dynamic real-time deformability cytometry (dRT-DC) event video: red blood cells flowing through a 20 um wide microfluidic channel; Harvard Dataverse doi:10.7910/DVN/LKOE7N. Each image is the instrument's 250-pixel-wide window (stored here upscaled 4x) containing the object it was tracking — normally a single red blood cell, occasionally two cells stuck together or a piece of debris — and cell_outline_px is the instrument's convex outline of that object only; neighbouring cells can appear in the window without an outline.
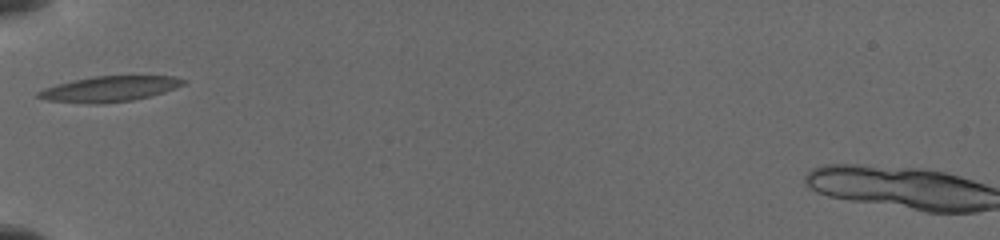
{"species": "common noctule bat (a hibernating species)", "species_latin": "Nyctalus noctula", "temperature_condition": "cold", "stored_images_in_passage": 11, "camera_frame_rate_fps": 3000, "um_per_image_px": 0.085, "animal": {"sex": "female", "body_mass_g": 19.5, "forearm_length_mm": 54.1}, "frame": {"image": 1, "passage_image": 1, "time_ms": 0.0, "image_size_px": [1000, 240], "cell_outline_px": [[188, 80], [184, 84], [176, 88], [164, 92], [132, 100], [100, 104], [84, 104], [48, 100], [36, 96], [36, 92], [44, 88], [56, 84], [92, 76], [172, 76]], "centroid_in_image_um": [9.29, 7.56], "position_along_channel_um": 75.7, "area_um2": 21.56}}
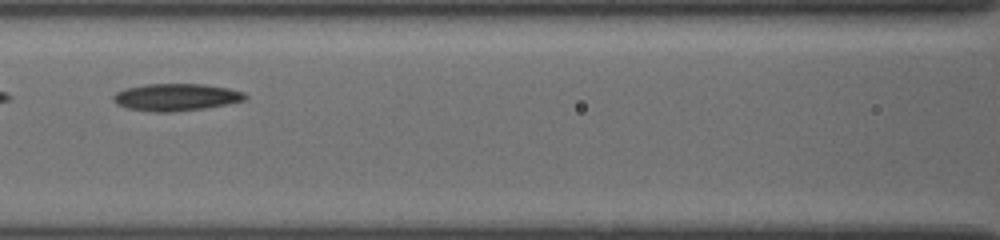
{"frame": {"image": 2, "passage_image": 7, "time_ms": 2.0, "image_size_px": [1000, 240], "cell_outline_px": [[248, 100], [228, 104], [204, 108], [172, 112], [152, 112], [128, 108], [116, 104], [112, 100], [112, 96], [116, 92], [124, 88], [144, 84], [204, 84], [228, 88], [244, 92], [248, 96]], "centroid_in_image_um": [14.97, 8.26], "position_along_channel_um": 151.6, "area_um2": 21.15}}
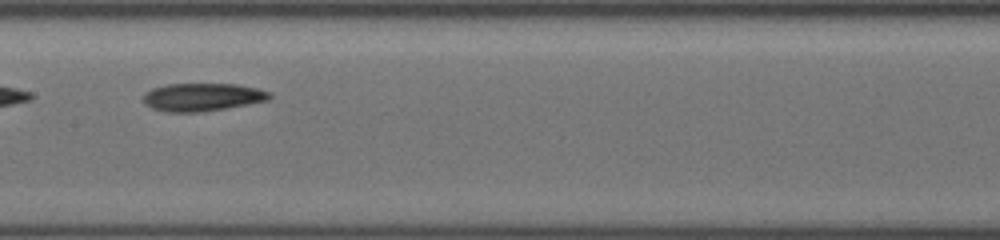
{"frame": {"image": 3, "passage_image": 10, "time_ms": 3.0, "image_size_px": [1000, 240], "cell_outline_px": [[272, 96], [268, 100], [248, 104], [224, 108], [196, 112], [168, 112], [152, 108], [144, 104], [144, 92], [152, 88], [168, 84], [236, 84], [256, 88], [272, 92]], "centroid_in_image_um": [17.19, 8.24], "position_along_channel_um": 190.2, "area_um2": 20.46}}